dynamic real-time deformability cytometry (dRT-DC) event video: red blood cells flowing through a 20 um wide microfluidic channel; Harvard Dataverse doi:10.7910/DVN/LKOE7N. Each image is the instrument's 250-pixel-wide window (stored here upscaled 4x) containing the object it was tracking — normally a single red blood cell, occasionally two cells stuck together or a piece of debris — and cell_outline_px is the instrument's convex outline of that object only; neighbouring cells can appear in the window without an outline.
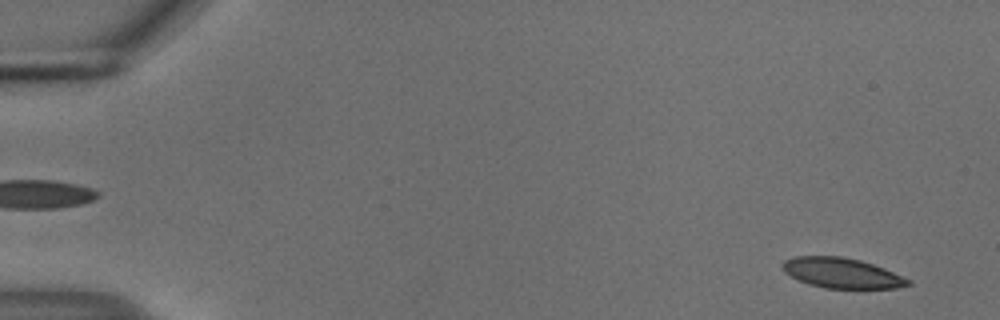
{"species": "common noctule bat (a hibernating species)", "species_latin": "Nyctalus noctula", "temperature_condition": "cold", "stored_images_in_passage": 54, "camera_frame_rate_fps": 3000, "um_per_image_px": 0.085, "animal": {"sex": "male", "body_mass_g": 18.8}, "frame": {"image": 1, "passage_image": 3, "time_ms": 0.667, "image_size_px": [1000, 320], "cell_outline_px": [[912, 284], [896, 288], [824, 288], [808, 284], [784, 272], [780, 268], [780, 264], [784, 260], [796, 256], [840, 256], [860, 260], [884, 268], [912, 280]], "centroid_in_image_um": [71.54, 23.2], "position_along_channel_um": 13.5, "area_um2": 22.14}}
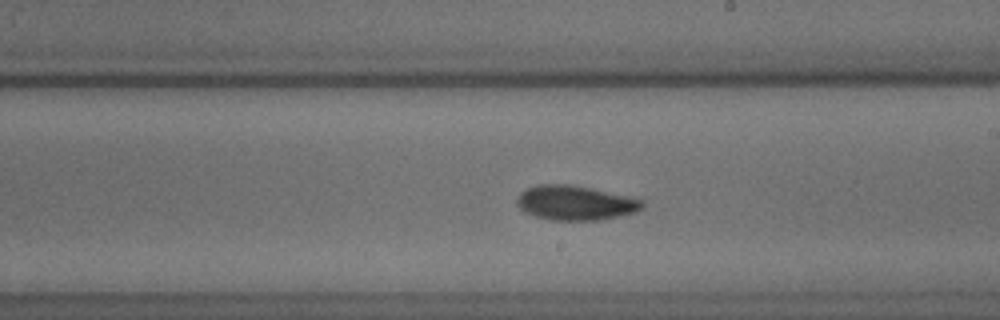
{"frame": {"image": 2, "passage_image": 32, "time_ms": 10.333, "image_size_px": [1000, 320], "cell_outline_px": [[644, 208], [636, 212], [600, 220], [552, 220], [536, 216], [520, 208], [516, 204], [516, 200], [520, 192], [524, 188], [540, 184], [568, 184], [636, 196], [644, 200]], "centroid_in_image_um": [48.97, 17.22], "position_along_channel_um": 240.0, "area_um2": 25.61}}
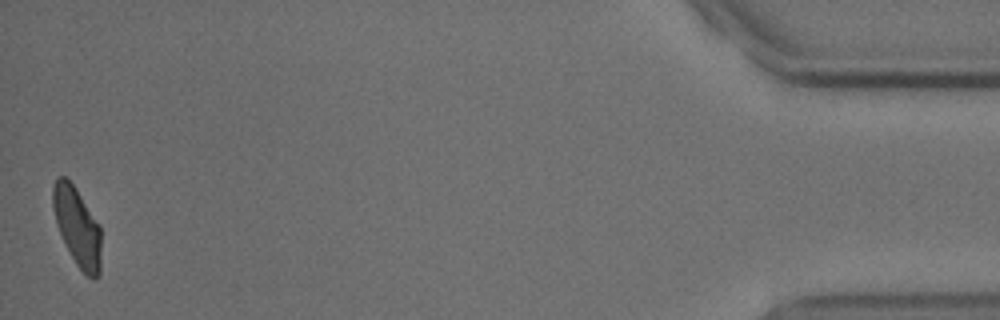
{"frame": {"image": 3, "passage_image": 54, "time_ms": 17.667, "image_size_px": [1000, 320], "cell_outline_px": [[100, 276], [96, 280], [88, 276], [76, 264], [56, 224], [52, 208], [52, 188], [56, 180], [60, 176], [64, 176], [76, 188], [100, 224]], "centroid_in_image_um": [6.57, 19.26], "position_along_channel_um": 428.6, "area_um2": 21.96}, "authors_computed_cell_mechanics": {"area_um2": 23.5535, "velocity_mm_per_s": 3.7193, "shape_relaxation_time_tau1_ms": 4.9357, "shape_relaxation_time_tau2_ms": 3.0507, "deformation_change_tau1": 0.1101, "deformation_change_tau2": 0.0736}}